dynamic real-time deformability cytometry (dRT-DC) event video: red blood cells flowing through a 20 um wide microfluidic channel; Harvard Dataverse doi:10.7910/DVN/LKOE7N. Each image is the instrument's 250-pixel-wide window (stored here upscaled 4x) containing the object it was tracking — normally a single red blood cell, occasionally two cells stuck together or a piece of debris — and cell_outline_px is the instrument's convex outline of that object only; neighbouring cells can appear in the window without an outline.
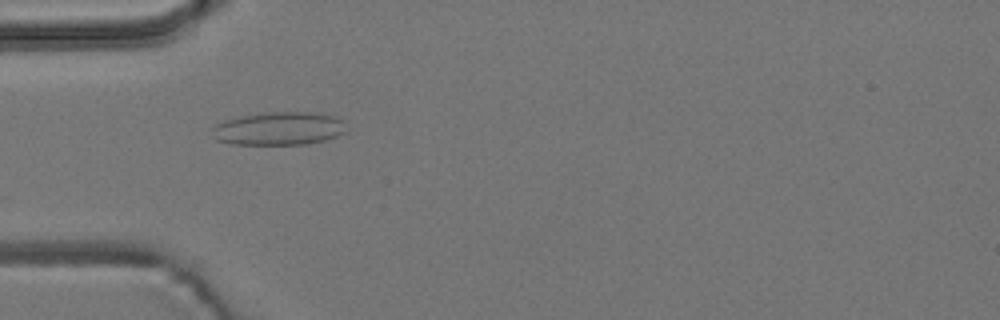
{"species": "common noctule bat (a hibernating species)", "species_latin": "Nyctalus noctula", "temperature_condition": "room temperature", "stored_images_in_passage": 6, "camera_frame_rate_fps": 3000, "um_per_image_px": 0.085, "animal": {"sex": "male", "body_mass_g": 19.2, "forearm_length_mm": 51.8}, "frame": {"image": 1, "passage_image": 5, "time_ms": 1.333, "image_size_px": [1000, 320], "cell_outline_px": [[344, 132], [336, 136], [324, 140], [308, 144], [232, 144], [216, 140], [212, 136], [212, 128], [216, 124], [224, 120], [240, 116], [264, 112], [320, 112], [336, 116], [340, 120]], "centroid_in_image_um": [23.65, 10.92], "position_along_channel_um": 61.4, "area_um2": 25.95}}